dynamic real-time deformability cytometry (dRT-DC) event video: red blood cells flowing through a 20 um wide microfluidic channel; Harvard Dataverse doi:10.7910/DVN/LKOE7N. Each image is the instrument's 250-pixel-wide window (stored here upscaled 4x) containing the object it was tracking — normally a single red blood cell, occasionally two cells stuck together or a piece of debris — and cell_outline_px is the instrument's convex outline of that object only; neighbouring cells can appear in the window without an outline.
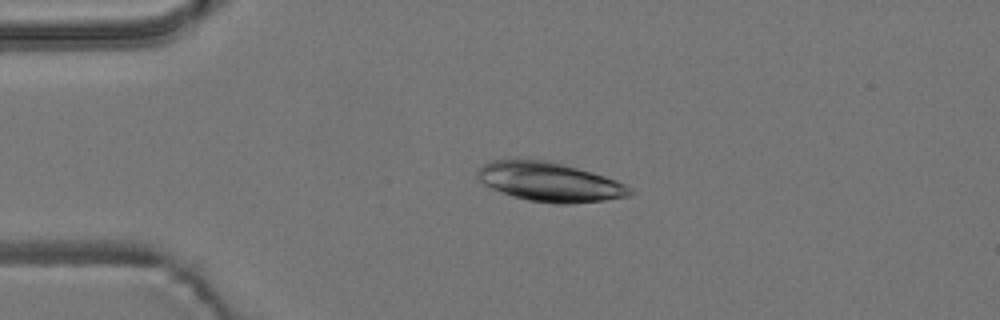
{"species": "common noctule bat (a hibernating species)", "species_latin": "Nyctalus noctula", "temperature_condition": "room temperature", "stored_images_in_passage": 6, "camera_frame_rate_fps": 3000, "um_per_image_px": 0.085, "animal": {"sex": "male", "body_mass_g": 19.2, "forearm_length_mm": 51.8}, "frame": {"image": 1, "passage_image": 4, "time_ms": 3.333, "image_size_px": [1000, 320], "cell_outline_px": [[636, 192], [632, 196], [604, 200], [568, 204], [556, 204], [528, 200], [512, 196], [492, 188], [484, 184], [476, 176], [476, 172], [484, 164], [492, 160], [548, 160], [592, 172], [616, 180], [624, 184]], "centroid_in_image_um": [46.75, 15.47], "position_along_channel_um": 38.3, "area_um2": 34.62}}